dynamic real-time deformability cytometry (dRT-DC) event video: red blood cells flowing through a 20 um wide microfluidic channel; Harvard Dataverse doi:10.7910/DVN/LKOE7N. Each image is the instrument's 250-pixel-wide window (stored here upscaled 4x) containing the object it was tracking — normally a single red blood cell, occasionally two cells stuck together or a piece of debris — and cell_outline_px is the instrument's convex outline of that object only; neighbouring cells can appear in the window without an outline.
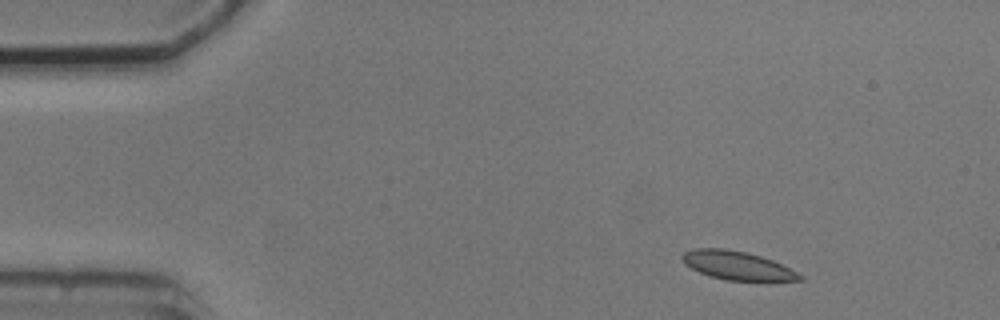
{"species": "common noctule bat (a hibernating species)", "species_latin": "Nyctalus noctula", "temperature_condition": "cold", "stored_images_in_passage": 8, "camera_frame_rate_fps": 3000, "um_per_image_px": 0.085, "animal": {"sex": "male", "body_mass_g": 20.5, "forearm_length_mm": 52.5}, "frame": {"image": 1, "passage_image": 1, "time_ms": 0.0, "image_size_px": [1000, 320], "cell_outline_px": [[804, 280], [728, 280], [712, 276], [700, 272], [684, 264], [680, 256], [684, 252], [692, 248], [724, 248], [744, 252], [760, 256], [772, 260], [804, 276]], "centroid_in_image_um": [62.61, 22.55], "position_along_channel_um": 22.4, "area_um2": 19.19}}
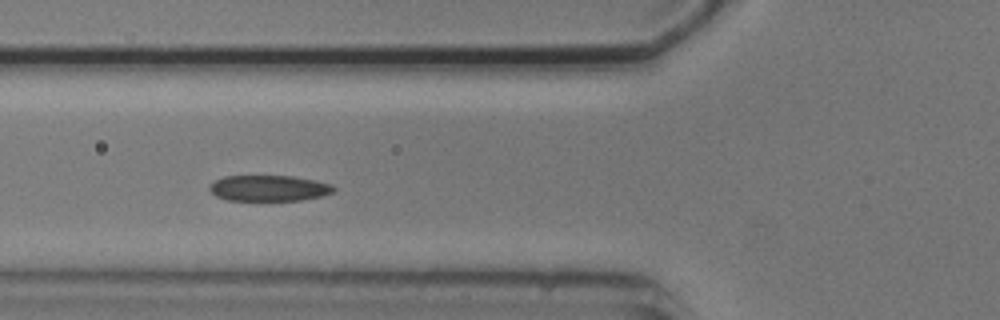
{"frame": {"image": 2, "passage_image": 5, "time_ms": 4.333, "image_size_px": [1000, 320], "cell_outline_px": [[336, 188], [332, 192], [320, 196], [304, 200], [228, 200], [216, 196], [208, 188], [216, 180], [224, 176], [292, 176], [316, 180], [332, 184]], "centroid_in_image_um": [22.88, 15.99], "position_along_channel_um": 102.9, "area_um2": 18.61}}
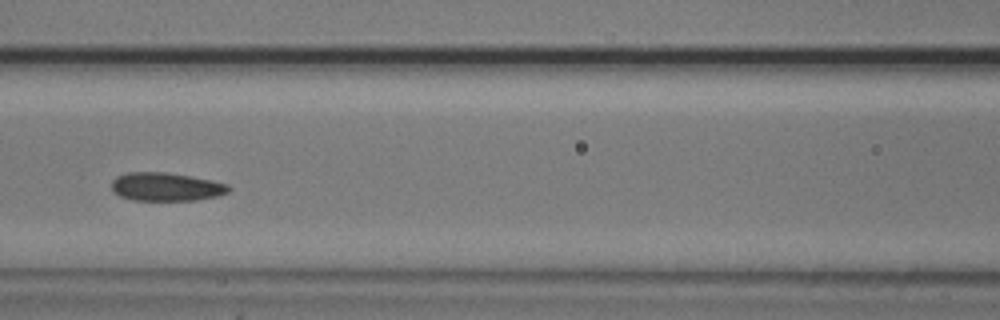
{"frame": {"image": 3, "passage_image": 6, "time_ms": 5.667, "image_size_px": [1000, 320], "cell_outline_px": [[232, 188], [228, 192], [216, 196], [196, 200], [132, 200], [120, 196], [112, 192], [112, 180], [116, 176], [128, 172], [168, 172], [192, 176], [212, 180], [228, 184]], "centroid_in_image_um": [14.11, 15.87], "position_along_channel_um": 152.5, "area_um2": 19.54}}